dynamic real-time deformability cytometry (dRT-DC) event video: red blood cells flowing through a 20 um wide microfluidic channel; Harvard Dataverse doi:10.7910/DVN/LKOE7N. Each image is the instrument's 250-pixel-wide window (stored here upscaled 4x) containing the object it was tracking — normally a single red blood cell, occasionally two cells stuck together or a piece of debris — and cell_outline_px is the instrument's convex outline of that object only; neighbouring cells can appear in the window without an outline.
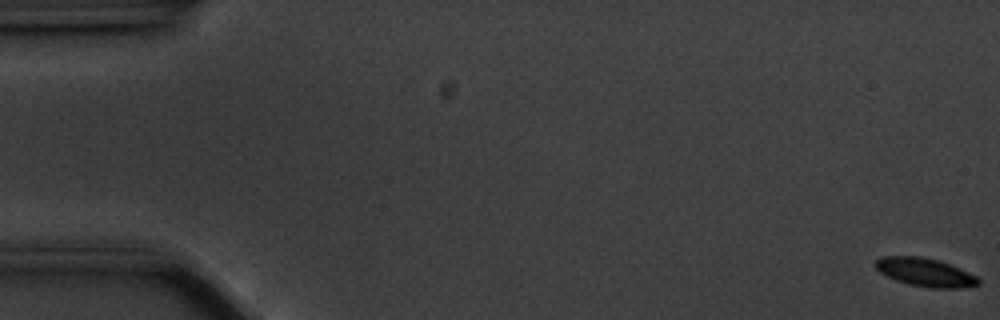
{"species": "common noctule bat (a hibernating species)", "species_latin": "Nyctalus noctula", "temperature_condition": "cold", "stored_images_in_passage": 58, "camera_frame_rate_fps": 3000, "um_per_image_px": 0.085, "animal": {"sex": "male", "body_mass_g": 20.1, "forearm_length_mm": 53.5}, "frame": {"image": 1, "passage_image": 1, "time_ms": 0.0, "image_size_px": [1000, 320], "cell_outline_px": [[980, 284], [960, 288], [932, 288], [908, 284], [896, 280], [880, 272], [876, 268], [876, 260], [884, 256], [920, 256], [936, 260], [948, 264], [976, 276], [980, 280]], "centroid_in_image_um": [78.63, 23.15], "position_along_channel_um": 6.4, "area_um2": 16.65}}
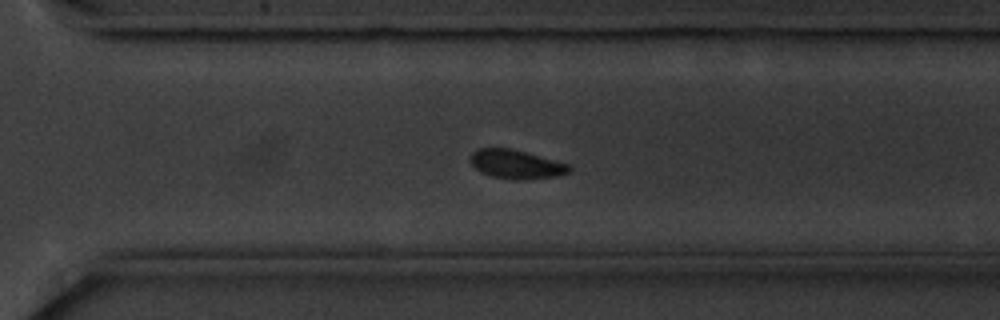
{"frame": {"image": 2, "passage_image": 41, "time_ms": 13.333, "image_size_px": [1000, 320], "cell_outline_px": [[572, 172], [556, 176], [524, 180], [516, 180], [492, 176], [480, 172], [468, 160], [472, 152], [476, 148], [508, 148], [524, 152], [568, 164], [572, 168]], "centroid_in_image_um": [43.85, 13.97], "position_along_channel_um": 326.8, "area_um2": 16.59}}
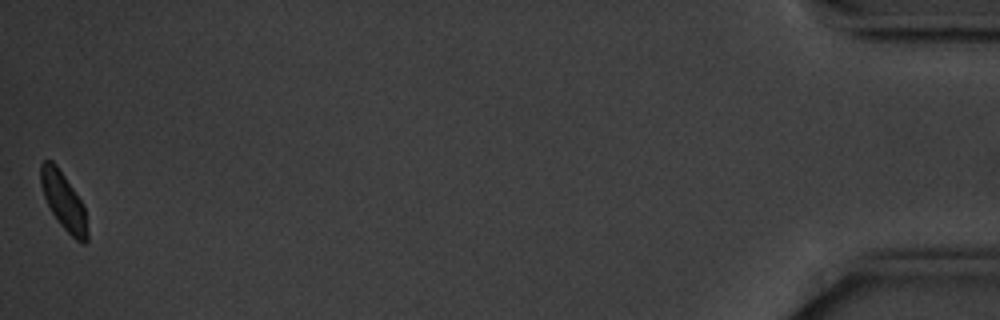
{"frame": {"image": 3, "passage_image": 58, "time_ms": 19.0, "image_size_px": [1000, 320], "cell_outline_px": [[88, 240], [84, 244], [80, 244], [60, 224], [52, 212], [44, 196], [40, 184], [40, 164], [44, 160], [52, 160], [56, 164], [84, 204], [88, 232]], "centroid_in_image_um": [5.42, 17.1], "position_along_channel_um": 429.8, "area_um2": 15.61}}